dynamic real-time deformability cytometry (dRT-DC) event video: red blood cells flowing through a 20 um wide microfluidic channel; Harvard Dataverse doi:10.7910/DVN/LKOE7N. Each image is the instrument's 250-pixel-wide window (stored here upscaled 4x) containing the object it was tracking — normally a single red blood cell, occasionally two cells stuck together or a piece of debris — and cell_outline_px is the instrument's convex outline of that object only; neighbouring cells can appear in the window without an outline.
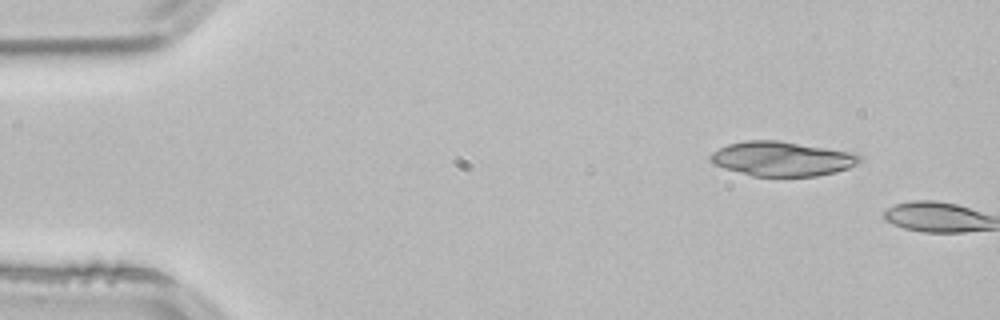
{"species": "common noctule bat (a hibernating species)", "species_latin": "Nyctalus noctula", "temperature_condition": "room temperature", "stored_images_in_passage": 5, "camera_frame_rate_fps": 3000, "um_per_image_px": 0.085, "animal": {"sex": "male", "body_mass_g": 21.5, "forearm_length_mm": 52.0}, "frame": {"image": 1, "passage_image": 2, "time_ms": 0.333, "image_size_px": [1000, 320], "cell_outline_px": [[864, 160], [848, 168], [836, 172], [816, 176], [752, 176], [724, 168], [712, 164], [708, 160], [708, 156], [712, 152], [728, 144], [744, 140], [780, 140], [856, 152]], "centroid_in_image_um": [66.48, 13.48], "position_along_channel_um": 18.5, "area_um2": 30.52}}